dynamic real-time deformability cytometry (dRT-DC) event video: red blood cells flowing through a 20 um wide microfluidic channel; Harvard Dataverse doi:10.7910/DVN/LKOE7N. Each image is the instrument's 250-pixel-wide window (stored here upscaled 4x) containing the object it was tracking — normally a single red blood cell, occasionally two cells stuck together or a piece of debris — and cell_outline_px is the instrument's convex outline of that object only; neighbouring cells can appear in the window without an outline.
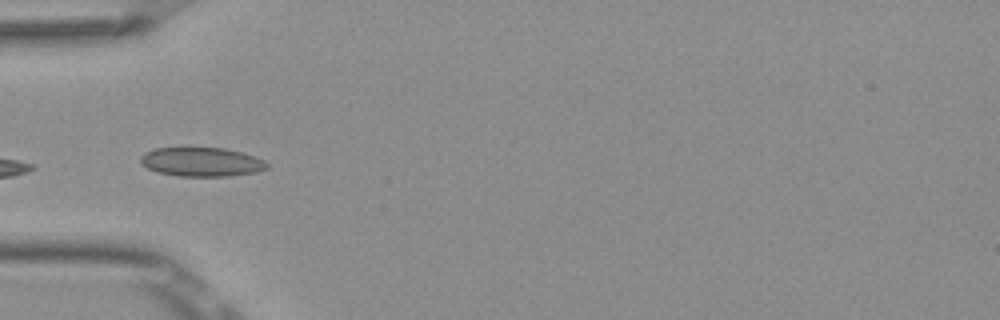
{"species": "Egyptian fruit bat (a non-hibernating species)", "species_latin": "Rousettus aegyptiacus", "temperature_condition": "room temperature", "stored_images_in_passage": 7, "camera_frame_rate_fps": 3000, "um_per_image_px": 0.085, "frame": {"image": 1, "passage_image": 4, "time_ms": 1.0, "image_size_px": [1000, 320], "cell_outline_px": [[268, 168], [256, 172], [228, 176], [176, 176], [156, 172], [148, 168], [140, 160], [140, 156], [144, 152], [156, 148], [224, 148], [256, 156], [264, 160], [268, 164]], "centroid_in_image_um": [17.14, 13.77], "position_along_channel_um": 67.9, "area_um2": 21.39}}
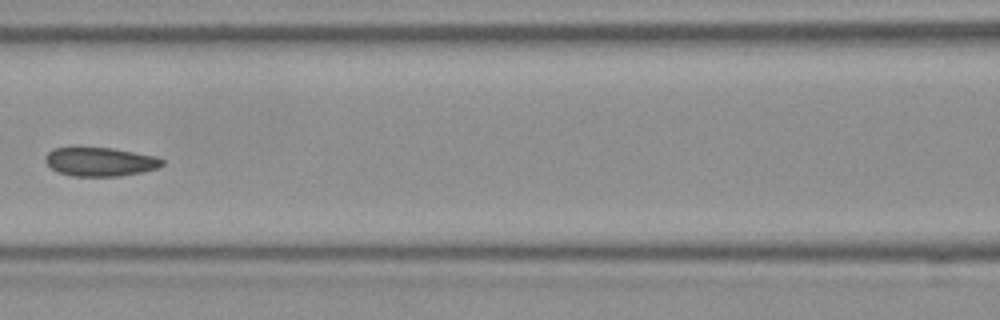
{"frame": {"image": 2, "passage_image": 6, "time_ms": 1.667, "image_size_px": [1000, 320], "cell_outline_px": [[164, 164], [160, 168], [120, 176], [72, 176], [56, 172], [44, 160], [44, 156], [52, 148], [112, 148], [156, 156], [164, 160]], "centroid_in_image_um": [8.52, 13.75], "position_along_channel_um": 158.1, "area_um2": 19.65}}
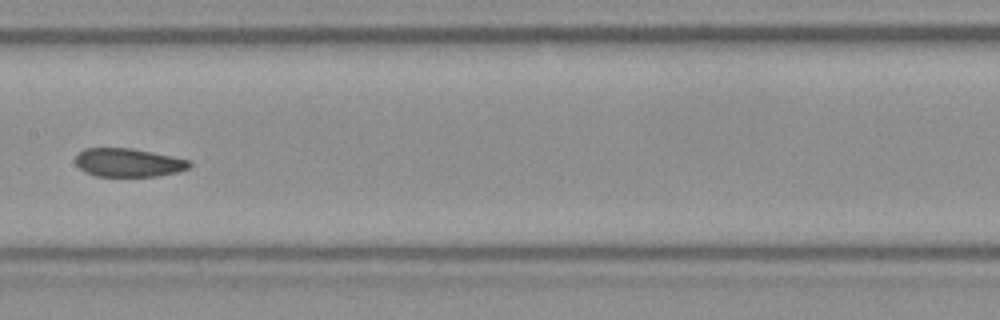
{"frame": {"image": 3, "passage_image": 7, "time_ms": 2.0, "image_size_px": [1000, 320], "cell_outline_px": [[192, 164], [188, 168], [176, 172], [156, 176], [96, 176], [84, 172], [76, 164], [76, 156], [84, 148], [132, 148], [192, 160]], "centroid_in_image_um": [10.92, 13.82], "position_along_channel_um": 196.5, "area_um2": 18.9}}